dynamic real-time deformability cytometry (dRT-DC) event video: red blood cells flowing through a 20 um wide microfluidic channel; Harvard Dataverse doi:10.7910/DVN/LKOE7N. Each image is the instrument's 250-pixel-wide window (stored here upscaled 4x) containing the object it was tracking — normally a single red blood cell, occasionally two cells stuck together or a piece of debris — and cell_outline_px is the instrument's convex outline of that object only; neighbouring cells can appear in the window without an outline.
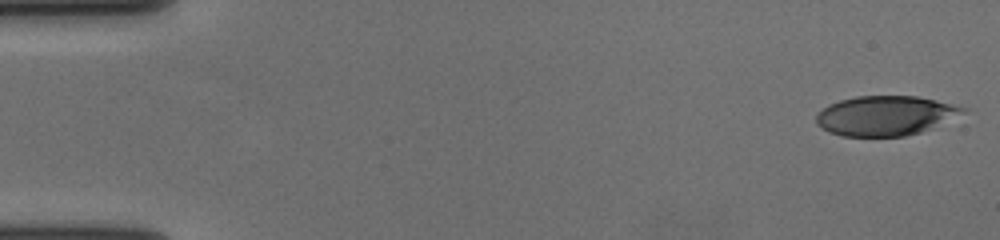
{"species": "human", "species_latin": "Homo sapiens", "temperature_condition": "cold", "stored_images_in_passage": 56, "camera_frame_rate_fps": 3000, "um_per_image_px": 0.085, "donor": {"sex": "female"}, "frame": {"image": 1, "passage_image": 1, "time_ms": 0.0, "image_size_px": [1000, 240], "cell_outline_px": [[968, 108], [932, 128], [920, 132], [904, 136], [840, 136], [828, 132], [820, 128], [816, 124], [816, 116], [828, 104], [840, 100], [856, 96], [916, 96], [936, 100]], "centroid_in_image_um": [75.18, 9.83], "position_along_channel_um": 9.8, "area_um2": 33.58}}
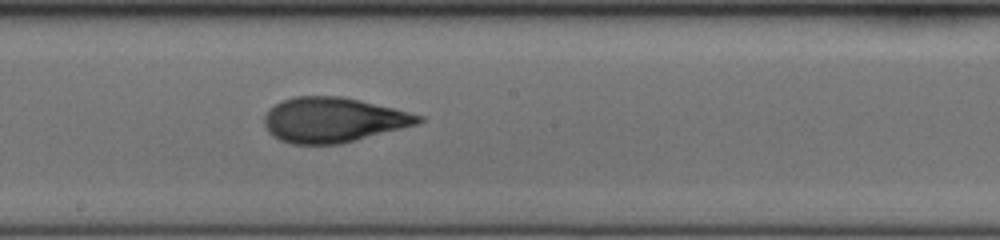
{"frame": {"image": 2, "passage_image": 31, "time_ms": 10.0, "image_size_px": [1000, 240], "cell_outline_px": [[424, 120], [420, 124], [340, 144], [292, 144], [280, 140], [272, 136], [268, 132], [264, 124], [264, 116], [268, 108], [284, 100], [296, 96], [344, 96], [424, 116]], "centroid_in_image_um": [28.31, 10.19], "position_along_channel_um": 219.9, "area_um2": 40.46}}
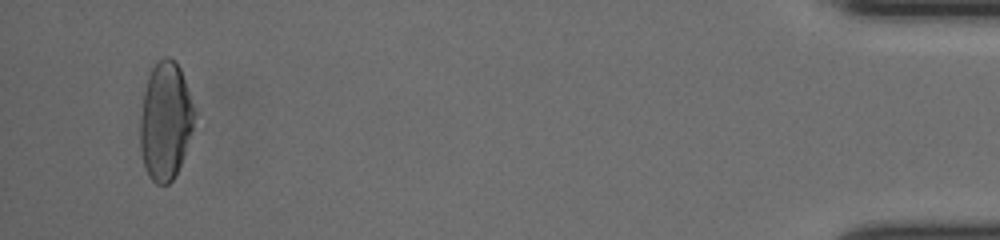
{"frame": {"image": 3, "passage_image": 54, "time_ms": 17.667, "image_size_px": [1000, 240], "cell_outline_px": [[196, 112], [192, 128], [180, 164], [172, 180], [168, 184], [156, 184], [148, 176], [144, 164], [140, 148], [140, 120], [144, 96], [148, 76], [156, 60], [164, 56], [168, 56], [176, 60], [180, 68]], "centroid_in_image_um": [14.05, 10.24], "position_along_channel_um": 421.1, "area_um2": 36.99}, "authors_computed_cell_mechanics": {"area_um2": 38.6682, "velocity_mm_per_s": 3.6611, "shape_relaxation_time_tau1_ms": 6.6725, "shape_relaxation_time_tau2_ms": 1.6705, "deformation_change_tau1": 0.2247, "deformation_change_tau2": 0.0925}}